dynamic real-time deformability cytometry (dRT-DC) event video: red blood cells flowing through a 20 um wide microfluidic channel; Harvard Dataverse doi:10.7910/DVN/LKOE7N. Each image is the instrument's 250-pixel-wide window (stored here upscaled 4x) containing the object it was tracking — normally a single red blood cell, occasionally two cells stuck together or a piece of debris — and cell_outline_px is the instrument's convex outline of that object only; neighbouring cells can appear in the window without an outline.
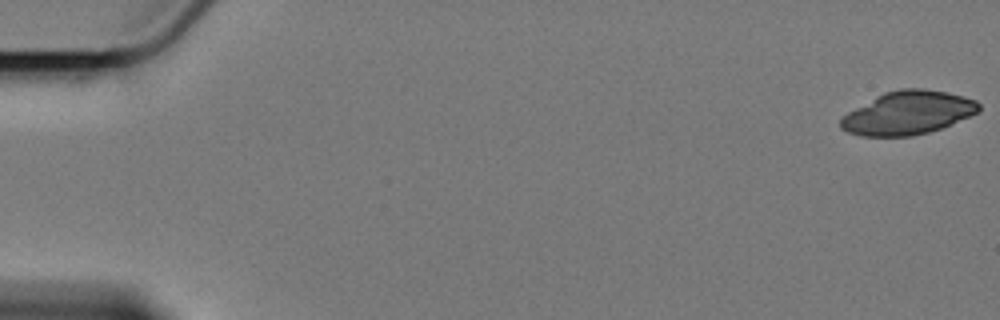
{"species": "Egyptian fruit bat (a non-hibernating species)", "species_latin": "Rousettus aegyptiacus", "temperature_condition": "cold", "stored_images_in_passage": 18, "camera_frame_rate_fps": 3000, "um_per_image_px": 0.085, "animal": {"sex": "female"}, "frame": {"image": 1, "passage_image": 1, "time_ms": 0.0, "image_size_px": [1000, 320], "cell_outline_px": [[980, 112], [940, 128], [928, 132], [912, 136], [860, 136], [848, 132], [840, 128], [840, 120], [848, 112], [876, 96], [884, 92], [900, 88], [924, 88], [964, 96], [976, 100], [980, 104]], "centroid_in_image_um": [77.18, 9.59], "position_along_channel_um": 7.8, "area_um2": 34.8}}